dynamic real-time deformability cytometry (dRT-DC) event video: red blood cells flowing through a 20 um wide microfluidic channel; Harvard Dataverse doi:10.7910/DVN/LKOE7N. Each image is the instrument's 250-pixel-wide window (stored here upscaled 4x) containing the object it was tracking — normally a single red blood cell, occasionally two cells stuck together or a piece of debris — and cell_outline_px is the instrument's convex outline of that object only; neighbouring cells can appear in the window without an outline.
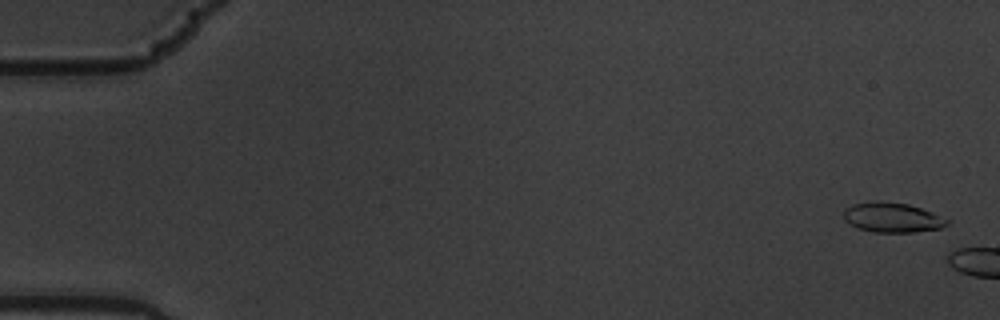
{"species": "common noctule bat (a hibernating species)", "species_latin": "Nyctalus noctula", "temperature_condition": "warm", "stored_images_in_passage": 5, "camera_frame_rate_fps": 3000, "um_per_image_px": 0.085, "animal": {"sex": "male", "body_mass_g": 19.5, "forearm_length_mm": 54.6}, "frame": {"image": 1, "passage_image": 1, "time_ms": 0.0, "image_size_px": [1000, 320], "cell_outline_px": [[952, 220], [948, 224], [940, 228], [912, 232], [872, 232], [860, 228], [844, 220], [844, 208], [852, 204], [876, 200], [908, 204], [932, 212]], "centroid_in_image_um": [75.85, 18.47], "position_along_channel_um": 9.1, "area_um2": 17.98}}